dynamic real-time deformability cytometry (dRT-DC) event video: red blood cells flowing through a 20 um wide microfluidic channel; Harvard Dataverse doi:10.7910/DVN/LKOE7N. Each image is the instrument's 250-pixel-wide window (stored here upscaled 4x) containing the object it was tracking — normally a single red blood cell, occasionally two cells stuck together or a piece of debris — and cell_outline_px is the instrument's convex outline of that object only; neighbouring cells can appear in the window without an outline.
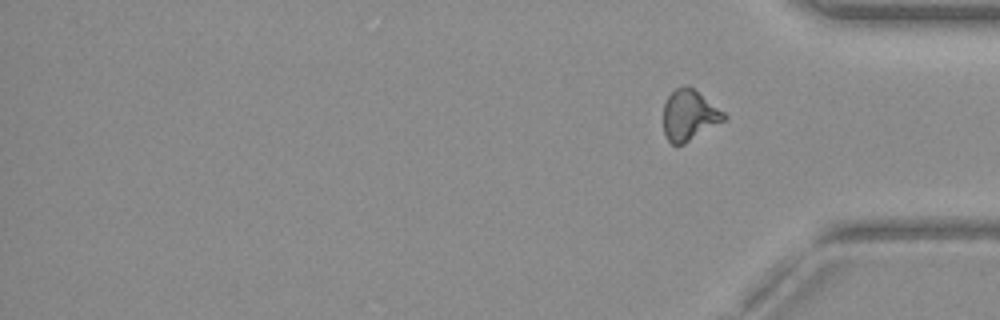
{"species": "common noctule bat (a hibernating species)", "species_latin": "Nyctalus noctula", "temperature_condition": "warm", "stored_images_in_passage": 15, "camera_frame_rate_fps": 3000, "um_per_image_px": 0.085, "animal": {"sex": "female", "body_mass_g": 19.3, "forearm_length_mm": 54.1}, "frame": {"image": 1, "passage_image": 15, "time_ms": 20.333, "image_size_px": [1000, 320], "cell_outline_px": [[728, 116], [724, 120], [684, 144], [676, 148], [664, 136], [664, 104], [668, 96], [676, 88], [684, 84], [688, 84], [724, 112]], "centroid_in_image_um": [58.56, 9.8], "position_along_channel_um": 376.6, "area_um2": 17.92}}